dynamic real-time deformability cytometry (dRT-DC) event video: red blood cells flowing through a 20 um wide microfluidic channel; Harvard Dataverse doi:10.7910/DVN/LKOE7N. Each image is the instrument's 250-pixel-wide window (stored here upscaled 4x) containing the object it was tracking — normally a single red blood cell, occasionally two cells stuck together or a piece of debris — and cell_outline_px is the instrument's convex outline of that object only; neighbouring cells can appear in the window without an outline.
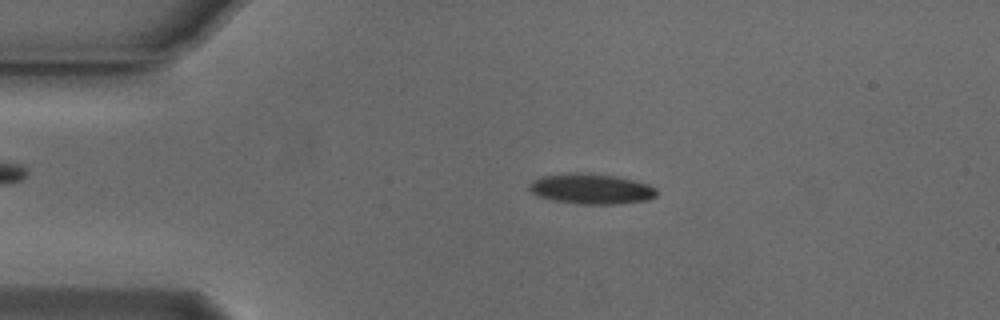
{"species": "Egyptian fruit bat (a non-hibernating species)", "species_latin": "Rousettus aegyptiacus", "temperature_condition": "cold", "stored_images_in_passage": 54, "camera_frame_rate_fps": 3000, "um_per_image_px": 0.085, "animal": {"sex": "male"}, "frame": {"image": 1, "passage_image": 11, "time_ms": 3.333, "image_size_px": [1000, 320], "cell_outline_px": [[656, 196], [648, 200], [616, 204], [576, 204], [552, 200], [540, 196], [532, 192], [528, 188], [540, 176], [576, 172], [616, 176], [648, 184], [656, 188]], "centroid_in_image_um": [50.28, 16.06], "position_along_channel_um": 34.7, "area_um2": 22.31}}
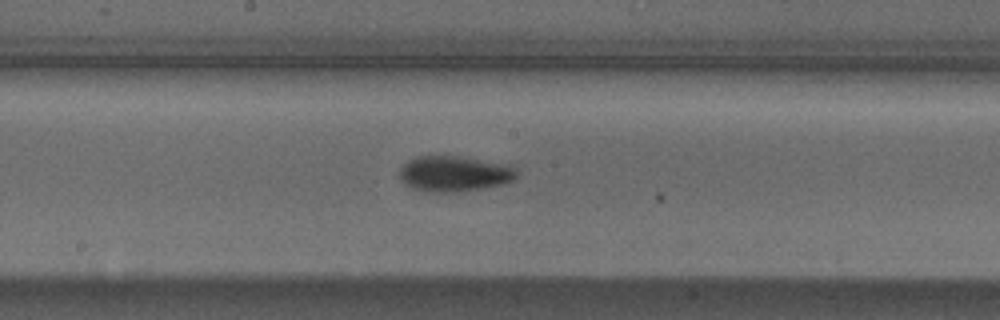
{"frame": {"image": 2, "passage_image": 28, "time_ms": 9.0, "image_size_px": [1000, 320], "cell_outline_px": [[516, 180], [504, 184], [484, 188], [452, 192], [424, 192], [412, 188], [404, 184], [400, 180], [400, 168], [408, 160], [416, 156], [460, 156], [512, 164], [516, 168]], "centroid_in_image_um": [38.64, 14.76], "position_along_channel_um": 209.6, "area_um2": 24.8}}
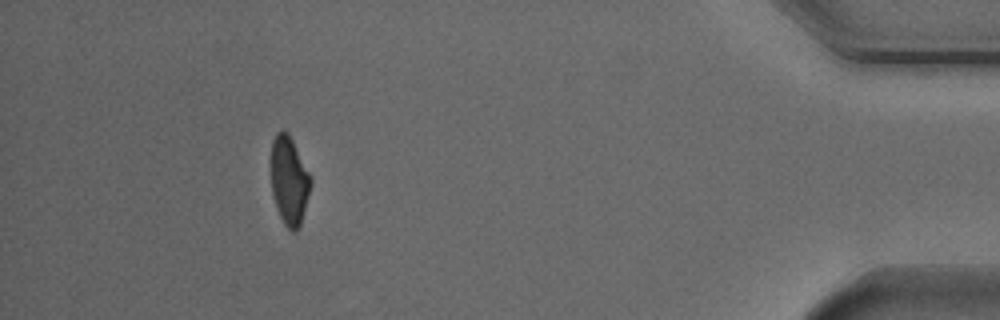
{"frame": {"image": 3, "passage_image": 49, "time_ms": 16.0, "image_size_px": [1000, 320], "cell_outline_px": [[312, 184], [300, 224], [296, 232], [292, 232], [284, 224], [276, 208], [272, 192], [272, 140], [276, 132], [280, 128], [284, 128], [288, 132], [312, 176]], "centroid_in_image_um": [24.6, 15.31], "position_along_channel_um": 410.6, "area_um2": 20.58}, "authors_computed_cell_mechanics": {"area_um2": 22.1085, "velocity_mm_per_s": 3.7607, "shape_relaxation_time_tau1_ms": 2.7051, "shape_relaxation_time_tau2_ms": 11.0748, "deformation_change_tau1": 0.1215, "deformation_change_tau2": 0.1548}}